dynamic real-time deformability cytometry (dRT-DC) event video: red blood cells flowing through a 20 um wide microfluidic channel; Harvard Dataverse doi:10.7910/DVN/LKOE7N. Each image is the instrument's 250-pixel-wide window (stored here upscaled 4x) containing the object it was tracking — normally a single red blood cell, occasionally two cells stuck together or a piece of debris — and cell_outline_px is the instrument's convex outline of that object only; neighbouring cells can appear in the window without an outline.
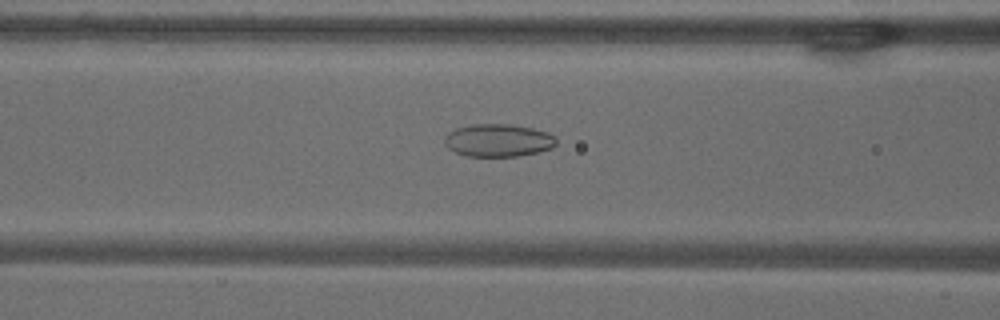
{"species": "common noctule bat (a hibernating species)", "species_latin": "Nyctalus noctula", "temperature_condition": "warm", "stored_images_in_passage": 28, "camera_frame_rate_fps": 3000, "um_per_image_px": 0.085, "animal": {"sex": "male", "body_mass_g": 18.8}, "frame": {"image": 1, "passage_image": 10, "time_ms": 3.0, "image_size_px": [1000, 320], "cell_outline_px": [[556, 144], [552, 148], [540, 152], [516, 156], [464, 156], [448, 148], [444, 144], [444, 136], [448, 132], [456, 128], [472, 124], [508, 124], [532, 128], [548, 132], [556, 140]], "centroid_in_image_um": [42.32, 11.93], "position_along_channel_um": 124.3, "area_um2": 21.39}}
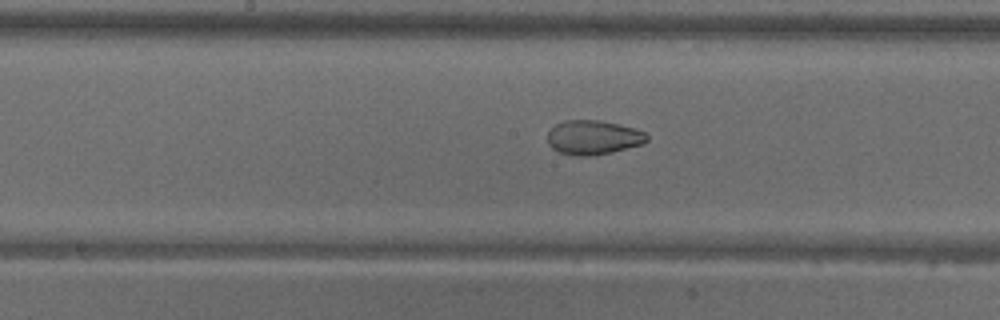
{"frame": {"image": 2, "passage_image": 16, "time_ms": 5.0, "image_size_px": [1000, 320], "cell_outline_px": [[648, 140], [644, 144], [612, 152], [588, 156], [576, 156], [556, 152], [548, 144], [548, 132], [556, 124], [564, 120], [596, 120], [620, 124], [644, 132], [648, 136]], "centroid_in_image_um": [50.41, 11.69], "position_along_channel_um": 197.8, "area_um2": 19.94}}
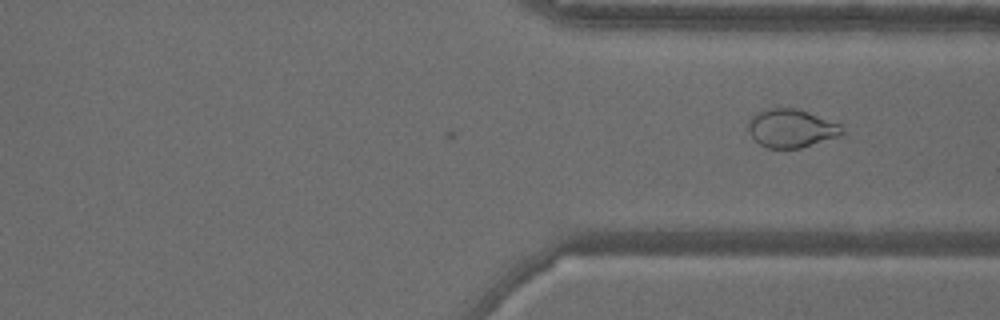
{"frame": {"image": 3, "passage_image": 28, "time_ms": 9.0, "image_size_px": [1000, 320], "cell_outline_px": [[844, 136], [800, 148], [768, 148], [760, 144], [752, 136], [748, 128], [748, 120], [756, 112], [772, 108], [796, 108], [808, 112], [840, 124], [844, 132]], "centroid_in_image_um": [67.29, 10.91], "position_along_channel_um": 344.1, "area_um2": 21.04}}